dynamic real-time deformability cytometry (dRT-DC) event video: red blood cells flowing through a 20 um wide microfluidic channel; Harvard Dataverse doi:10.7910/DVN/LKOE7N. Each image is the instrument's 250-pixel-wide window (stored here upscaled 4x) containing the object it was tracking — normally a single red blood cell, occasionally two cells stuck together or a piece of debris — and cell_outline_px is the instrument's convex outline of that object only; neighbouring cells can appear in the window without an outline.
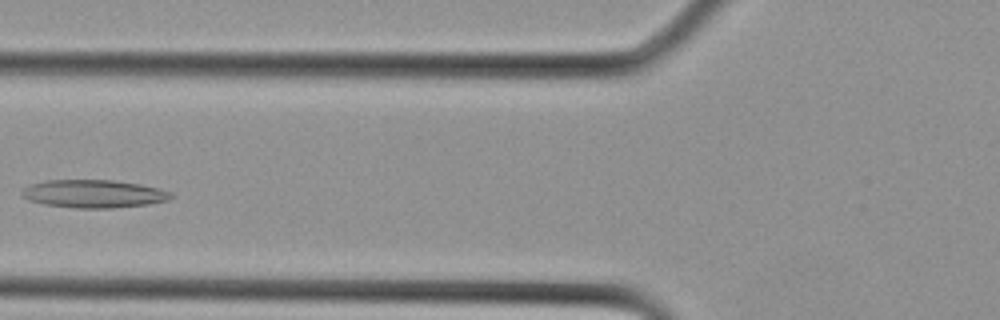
{"species": "Egyptian fruit bat (a non-hibernating species)", "species_latin": "Rousettus aegyptiacus", "temperature_condition": "cold", "stored_images_in_passage": 18, "camera_frame_rate_fps": 3000, "um_per_image_px": 0.085, "animal": {"sex": "female"}, "frame": {"image": 1, "passage_image": 10, "time_ms": 3.0, "image_size_px": [1000, 320], "cell_outline_px": [[176, 196], [168, 200], [148, 204], [112, 208], [72, 208], [44, 204], [28, 200], [20, 192], [28, 184], [44, 180], [112, 180], [140, 184], [160, 188], [172, 192]], "centroid_in_image_um": [7.98, 16.47], "position_along_channel_um": 117.8, "area_um2": 24.57}}
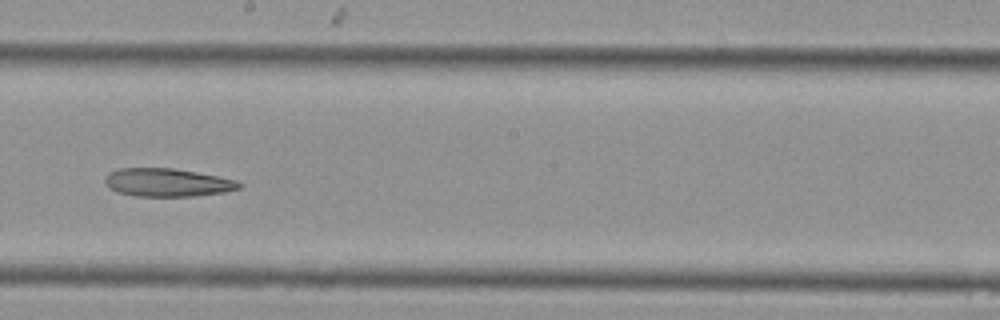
{"frame": {"image": 2, "passage_image": 15, "time_ms": 4.667, "image_size_px": [1000, 320], "cell_outline_px": [[244, 184], [240, 188], [224, 192], [192, 196], [136, 196], [116, 192], [108, 188], [104, 184], [104, 176], [108, 172], [120, 168], [172, 168], [220, 176], [236, 180]], "centroid_in_image_um": [14.19, 15.51], "position_along_channel_um": 234.0, "area_um2": 22.25}}
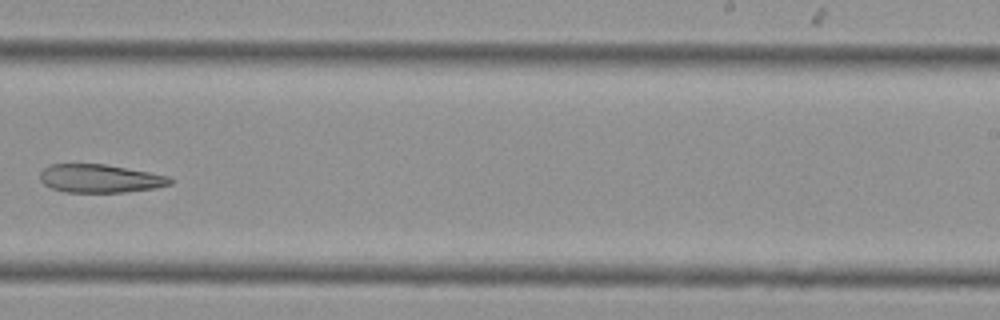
{"frame": {"image": 3, "passage_image": 17, "time_ms": 5.333, "image_size_px": [1000, 320], "cell_outline_px": [[172, 184], [156, 188], [128, 192], [64, 192], [52, 188], [44, 184], [40, 180], [40, 172], [48, 164], [104, 164], [148, 172], [168, 176], [172, 180]], "centroid_in_image_um": [8.49, 15.18], "position_along_channel_um": 280.5, "area_um2": 21.44}}